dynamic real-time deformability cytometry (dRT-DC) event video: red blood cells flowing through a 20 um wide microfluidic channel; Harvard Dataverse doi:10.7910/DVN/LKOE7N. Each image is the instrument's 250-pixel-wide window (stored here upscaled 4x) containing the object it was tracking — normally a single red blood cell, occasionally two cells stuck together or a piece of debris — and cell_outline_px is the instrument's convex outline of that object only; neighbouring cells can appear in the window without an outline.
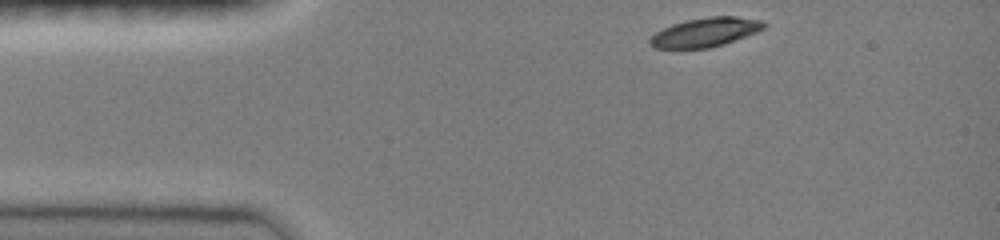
{"species": "common noctule bat (a hibernating species)", "species_latin": "Nyctalus noctula", "temperature_condition": "room temperature", "stored_images_in_passage": 36, "camera_frame_rate_fps": 3000, "um_per_image_px": 0.085, "animal": {"sex": "female", "body_mass_g": 19.0, "forearm_length_mm": 51.5}, "frame": {"image": 1, "passage_image": 1, "time_ms": 0.0, "image_size_px": [1000, 240], "cell_outline_px": [[768, 24], [764, 28], [756, 32], [724, 44], [708, 48], [652, 48], [648, 44], [648, 40], [656, 32], [672, 24], [684, 20], [712, 16], [736, 16], [764, 20]], "centroid_in_image_um": [59.96, 2.73], "position_along_channel_um": 25.0, "area_um2": 19.42}}
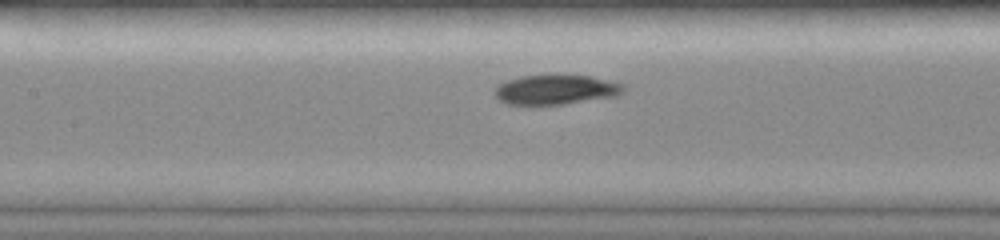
{"frame": {"image": 2, "passage_image": 15, "time_ms": 4.667, "image_size_px": [1000, 240], "cell_outline_px": [[624, 92], [620, 96], [536, 108], [528, 108], [508, 104], [500, 100], [496, 96], [496, 88], [500, 84], [508, 80], [524, 76], [588, 76], [624, 84]], "centroid_in_image_um": [47.24, 7.69], "position_along_channel_um": 160.2, "area_um2": 22.72}}
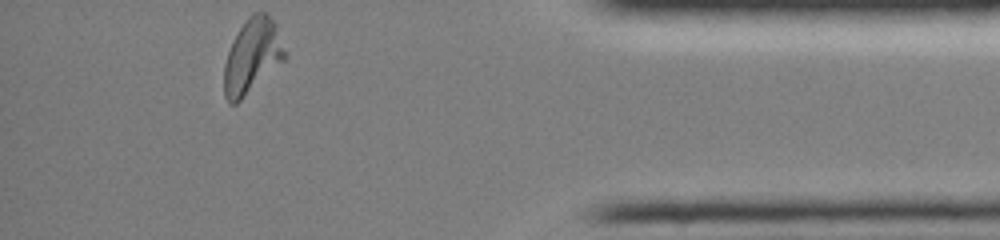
{"frame": {"image": 3, "passage_image": 36, "time_ms": 11.667, "image_size_px": [1000, 240], "cell_outline_px": [[288, 56], [284, 60], [236, 104], [228, 104], [224, 96], [224, 64], [228, 52], [240, 28], [248, 16], [252, 12], [268, 12], [276, 28]], "centroid_in_image_um": [21.42, 4.78], "position_along_channel_um": 413.8, "area_um2": 26.01}}